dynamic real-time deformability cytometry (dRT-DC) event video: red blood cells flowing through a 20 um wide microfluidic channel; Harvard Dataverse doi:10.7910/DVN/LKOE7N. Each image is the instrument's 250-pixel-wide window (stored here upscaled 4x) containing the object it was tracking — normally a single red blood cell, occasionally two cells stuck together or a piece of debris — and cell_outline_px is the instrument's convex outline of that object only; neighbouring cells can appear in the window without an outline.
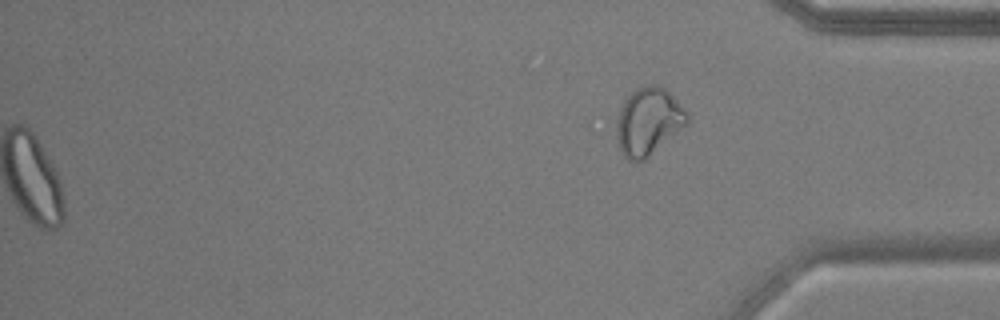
{"species": "common noctule bat (a hibernating species)", "species_latin": "Nyctalus noctula", "temperature_condition": "warm", "stored_images_in_passage": 53, "segment_of_instrument_passage": [2, 2], "camera_frame_rate_fps": 3000, "um_per_image_px": 0.085, "animal": {"sex": "male", "body_mass_g": 17.9, "forearm_length_mm": 54.2}, "frame": {"image": 1, "passage_image": 53, "time_ms": 17.333, "image_size_px": [1000, 320], "cell_outline_px": [[688, 124], [644, 160], [636, 164], [624, 156], [620, 148], [616, 136], [616, 120], [620, 108], [624, 100], [636, 88], [644, 84], [656, 84], [664, 88], [688, 112]], "centroid_in_image_um": [55.1, 10.32], "position_along_channel_um": 380.1, "area_um2": 27.86}}